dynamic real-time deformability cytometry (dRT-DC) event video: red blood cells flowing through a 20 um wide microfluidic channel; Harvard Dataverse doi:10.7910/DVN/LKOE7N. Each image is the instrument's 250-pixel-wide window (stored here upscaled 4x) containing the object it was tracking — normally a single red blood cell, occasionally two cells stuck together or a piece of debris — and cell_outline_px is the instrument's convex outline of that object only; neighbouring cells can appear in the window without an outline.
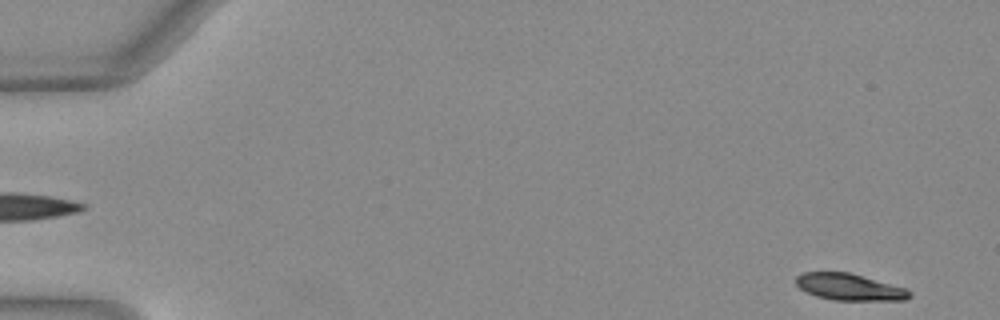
{"species": "Egyptian fruit bat (a non-hibernating species)", "species_latin": "Rousettus aegyptiacus", "temperature_condition": "warm", "stored_images_in_passage": 2, "camera_frame_rate_fps": 3000, "um_per_image_px": 0.085, "animal": {"sex": "female"}, "frame": {"image": 1, "passage_image": 2, "time_ms": 0.333, "image_size_px": [1000, 320], "cell_outline_px": [[912, 296], [904, 300], [832, 300], [816, 296], [800, 288], [796, 284], [796, 276], [804, 272], [848, 272], [904, 288], [912, 292]], "centroid_in_image_um": [72.18, 24.4], "position_along_channel_um": 12.8, "area_um2": 17.4}}